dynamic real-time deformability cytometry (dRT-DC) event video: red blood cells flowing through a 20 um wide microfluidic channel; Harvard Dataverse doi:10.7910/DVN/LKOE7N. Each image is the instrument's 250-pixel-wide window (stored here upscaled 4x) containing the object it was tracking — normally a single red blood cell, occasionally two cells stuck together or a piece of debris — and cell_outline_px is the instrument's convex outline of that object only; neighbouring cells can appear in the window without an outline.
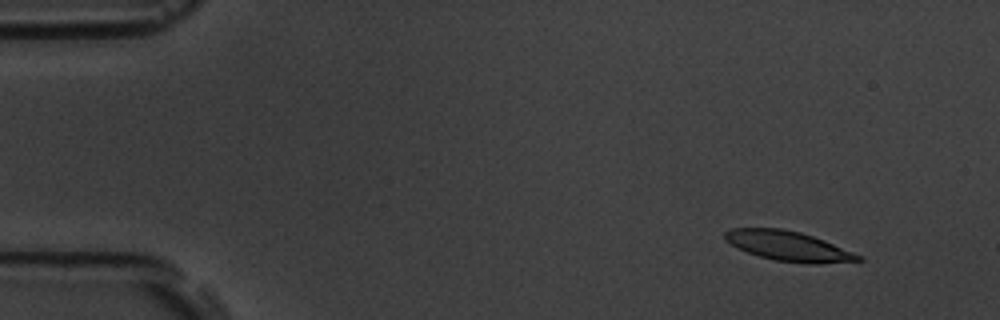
{"species": "common noctule bat (a hibernating species)", "species_latin": "Nyctalus noctula", "temperature_condition": "room temperature", "stored_images_in_passage": 54, "camera_frame_rate_fps": 3000, "um_per_image_px": 0.085, "animal": {"sex": "male", "body_mass_g": 19.5, "forearm_length_mm": 54.6}, "frame": {"image": 1, "passage_image": 5, "time_ms": 1.333, "image_size_px": [1000, 320], "cell_outline_px": [[864, 260], [820, 264], [808, 264], [776, 260], [760, 256], [748, 252], [724, 240], [724, 232], [732, 228], [780, 228], [800, 232], [824, 240], [864, 256]], "centroid_in_image_um": [67.06, 20.92], "position_along_channel_um": 17.9, "area_um2": 23.06}}
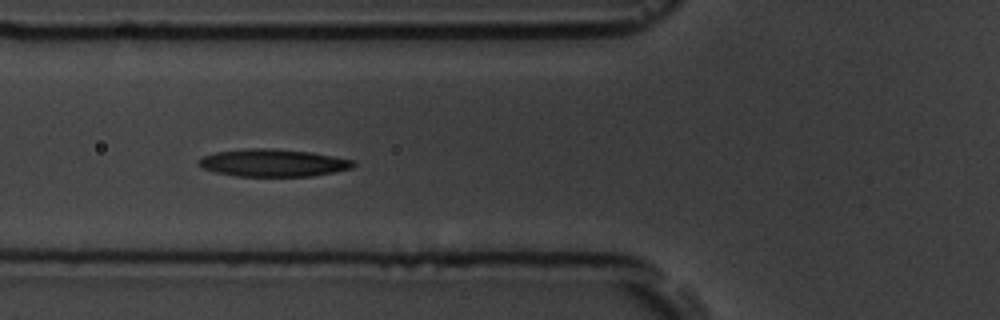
{"frame": {"image": 2, "passage_image": 20, "time_ms": 6.333, "image_size_px": [1000, 320], "cell_outline_px": [[356, 164], [352, 168], [312, 176], [236, 176], [216, 172], [204, 168], [196, 164], [196, 160], [204, 156], [216, 152], [252, 148], [272, 148], [312, 152], [356, 160]], "centroid_in_image_um": [23.23, 13.84], "position_along_channel_um": 102.6, "area_um2": 24.8}}
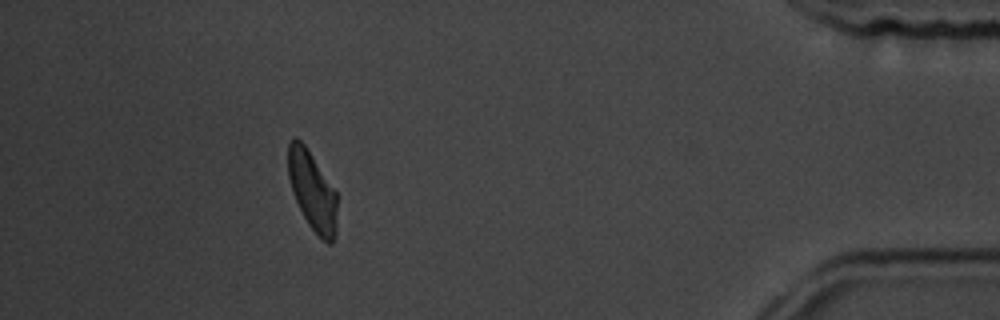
{"frame": {"image": 3, "passage_image": 49, "time_ms": 16.0, "image_size_px": [1000, 320], "cell_outline_px": [[336, 232], [332, 244], [328, 244], [308, 224], [292, 192], [288, 176], [288, 144], [292, 136], [296, 136], [304, 144], [336, 192]], "centroid_in_image_um": [26.53, 16.2], "position_along_channel_um": 408.7, "area_um2": 22.2}, "authors_computed_cell_mechanics": {"area_um2": 23.8136, "velocity_mm_per_s": 3.7284, "shape_relaxation_time_tau1_ms": 2.7774, "shape_relaxation_time_tau2_ms": 6.0119, "deformation_change_tau1": 0.136, "deformation_change_tau2": 0.1664}}